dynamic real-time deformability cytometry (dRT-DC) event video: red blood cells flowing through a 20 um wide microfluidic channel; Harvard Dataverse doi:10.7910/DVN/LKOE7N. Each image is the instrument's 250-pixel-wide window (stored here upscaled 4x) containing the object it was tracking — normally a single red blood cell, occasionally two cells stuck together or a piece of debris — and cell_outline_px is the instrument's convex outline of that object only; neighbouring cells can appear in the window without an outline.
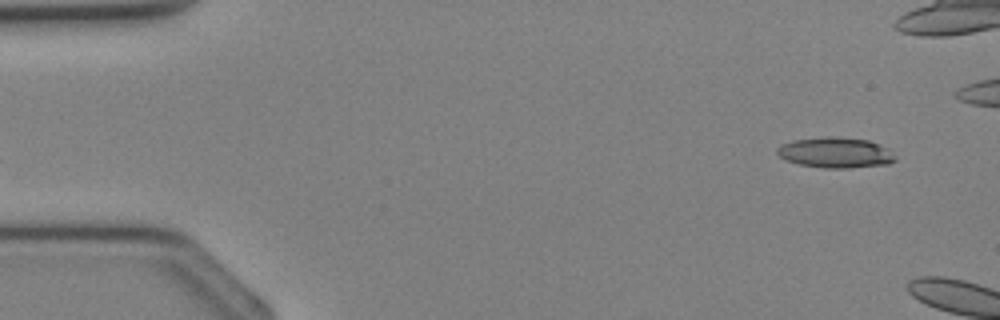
{"species": "Egyptian fruit bat (a non-hibernating species)", "species_latin": "Rousettus aegyptiacus", "temperature_condition": "cold", "stored_images_in_passage": 4, "camera_frame_rate_fps": 3000, "um_per_image_px": 0.085, "animal": {"sex": "female"}, "frame": {"image": 1, "passage_image": 2, "time_ms": 0.333, "image_size_px": [1000, 320], "cell_outline_px": [[896, 160], [888, 164], [848, 168], [824, 168], [800, 164], [788, 160], [780, 156], [776, 152], [776, 148], [780, 144], [792, 140], [828, 136], [836, 136], [868, 140], [880, 144], [888, 148], [896, 156]], "centroid_in_image_um": [71.03, 12.96], "position_along_channel_um": 14.0, "area_um2": 21.15}}